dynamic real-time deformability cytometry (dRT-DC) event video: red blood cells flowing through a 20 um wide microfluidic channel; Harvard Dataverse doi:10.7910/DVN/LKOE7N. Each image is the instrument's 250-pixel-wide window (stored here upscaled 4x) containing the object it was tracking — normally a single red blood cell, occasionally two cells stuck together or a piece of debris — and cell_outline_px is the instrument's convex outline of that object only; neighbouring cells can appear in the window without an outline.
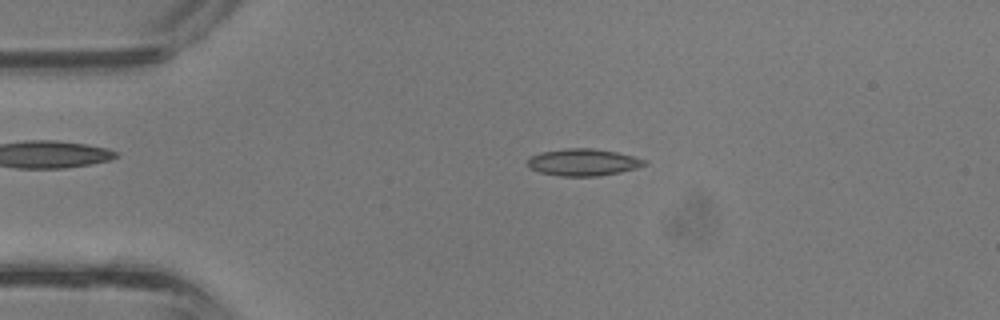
{"species": "common noctule bat (a hibernating species)", "species_latin": "Nyctalus noctula", "temperature_condition": "room temperature", "stored_images_in_passage": 34, "camera_frame_rate_fps": 3000, "um_per_image_px": 0.085, "animal": {"sex": "male", "body_mass_g": 13.3}, "frame": {"image": 1, "passage_image": 5, "time_ms": 1.333, "image_size_px": [1000, 320], "cell_outline_px": [[648, 164], [636, 168], [620, 172], [596, 176], [560, 176], [540, 172], [528, 168], [528, 160], [532, 156], [540, 152], [564, 148], [592, 148], [616, 152], [648, 160]], "centroid_in_image_um": [49.57, 13.79], "position_along_channel_um": 35.4, "area_um2": 18.38}}
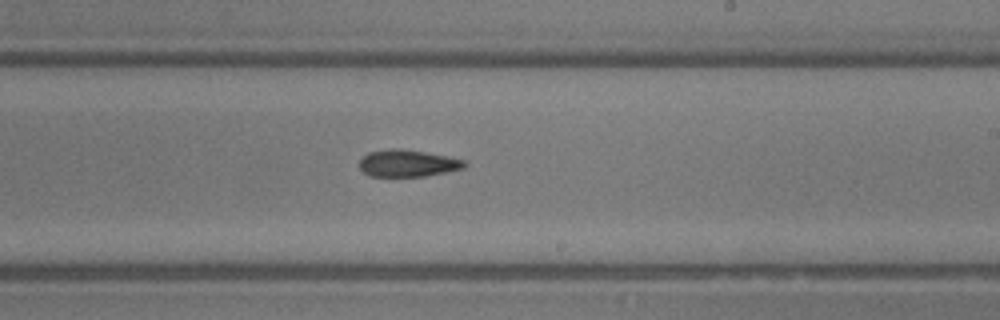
{"frame": {"image": 2, "passage_image": 19, "time_ms": 6.0, "image_size_px": [1000, 320], "cell_outline_px": [[468, 164], [464, 168], [424, 176], [372, 176], [364, 172], [360, 168], [360, 160], [368, 152], [392, 148], [400, 148], [448, 156], [464, 160]], "centroid_in_image_um": [34.66, 13.87], "position_along_channel_um": 254.3, "area_um2": 16.36}}
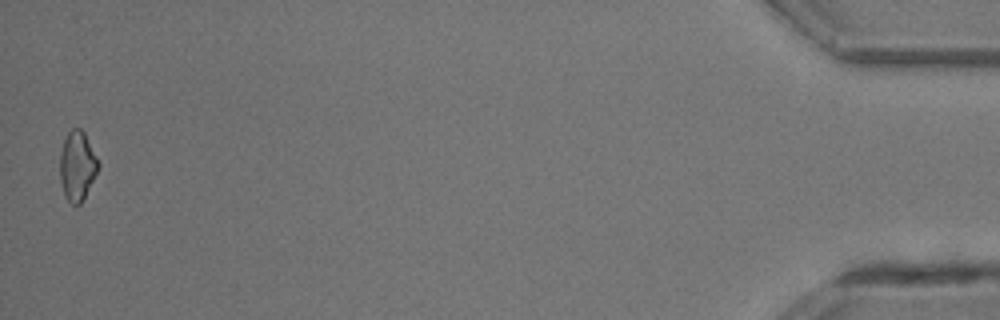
{"frame": {"image": 3, "passage_image": 34, "time_ms": 11.0, "image_size_px": [1000, 320], "cell_outline_px": [[100, 164], [80, 204], [72, 204], [64, 196], [60, 180], [60, 156], [64, 140], [68, 132], [72, 128], [80, 128], [84, 132]], "centroid_in_image_um": [6.55, 14.08], "position_along_channel_um": 428.7, "area_um2": 15.14}}